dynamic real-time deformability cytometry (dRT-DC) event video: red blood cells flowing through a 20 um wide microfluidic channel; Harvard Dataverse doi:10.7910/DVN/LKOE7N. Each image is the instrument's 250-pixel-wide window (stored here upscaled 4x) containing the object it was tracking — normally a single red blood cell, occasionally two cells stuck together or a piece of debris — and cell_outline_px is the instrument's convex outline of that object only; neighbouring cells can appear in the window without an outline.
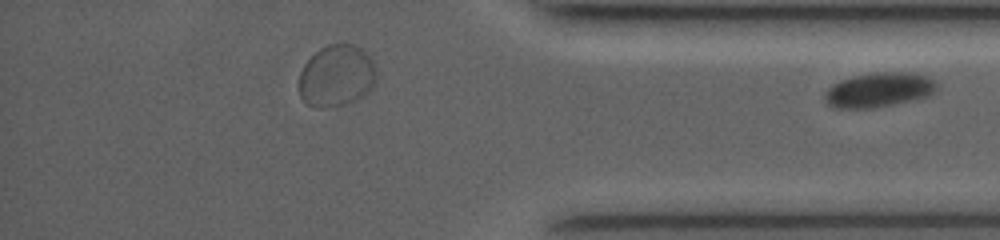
{"species": "common noctule bat (a hibernating species)", "species_latin": "Nyctalus noctula", "temperature_condition": "room temperature", "stored_images_in_passage": 31, "segment_of_instrument_passage": [2, 2], "camera_frame_rate_fps": 4000, "um_per_image_px": 0.085, "animal": {"sex": "female", "body_mass_g": 19.0, "forearm_length_mm": 53.3}, "frame": {"image": 1, "passage_image": 31, "time_ms": 11.0, "image_size_px": [1000, 240], "cell_outline_px": [[940, 88], [936, 92], [928, 96], [916, 100], [872, 108], [836, 108], [828, 104], [824, 100], [824, 96], [828, 88], [832, 84], [840, 80], [856, 76], [876, 72], [908, 72], [928, 76], [936, 80], [940, 84]], "centroid_in_image_um": [74.79, 7.64], "position_along_channel_um": 360.4, "area_um2": 22.95}}